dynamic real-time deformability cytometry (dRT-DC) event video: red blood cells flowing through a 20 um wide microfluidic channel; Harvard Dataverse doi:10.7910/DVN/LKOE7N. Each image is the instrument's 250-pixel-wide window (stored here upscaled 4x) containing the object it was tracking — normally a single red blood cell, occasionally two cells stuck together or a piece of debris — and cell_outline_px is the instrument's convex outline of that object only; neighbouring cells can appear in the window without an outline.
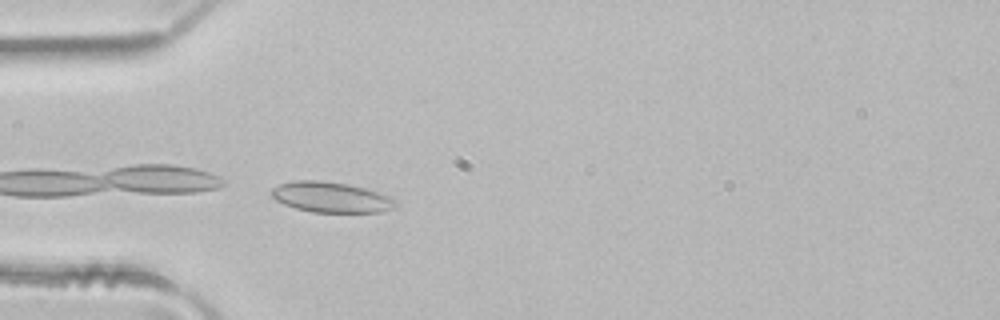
{"species": "common noctule bat (a hibernating species)", "species_latin": "Nyctalus noctula", "temperature_condition": "room temperature", "stored_images_in_passage": 8, "camera_frame_rate_fps": 3000, "um_per_image_px": 0.085, "animal": {"sex": "male", "body_mass_g": 21.5, "forearm_length_mm": 52.0}, "frame": {"image": 1, "passage_image": 8, "time_ms": 2.333, "image_size_px": [1000, 320], "cell_outline_px": [[396, 204], [392, 208], [384, 212], [312, 212], [296, 208], [284, 204], [276, 200], [268, 192], [272, 188], [280, 184], [296, 180], [320, 180], [348, 184], [364, 188], [392, 196], [396, 200]], "centroid_in_image_um": [28.14, 16.76], "position_along_channel_um": 56.9, "area_um2": 22.14}}